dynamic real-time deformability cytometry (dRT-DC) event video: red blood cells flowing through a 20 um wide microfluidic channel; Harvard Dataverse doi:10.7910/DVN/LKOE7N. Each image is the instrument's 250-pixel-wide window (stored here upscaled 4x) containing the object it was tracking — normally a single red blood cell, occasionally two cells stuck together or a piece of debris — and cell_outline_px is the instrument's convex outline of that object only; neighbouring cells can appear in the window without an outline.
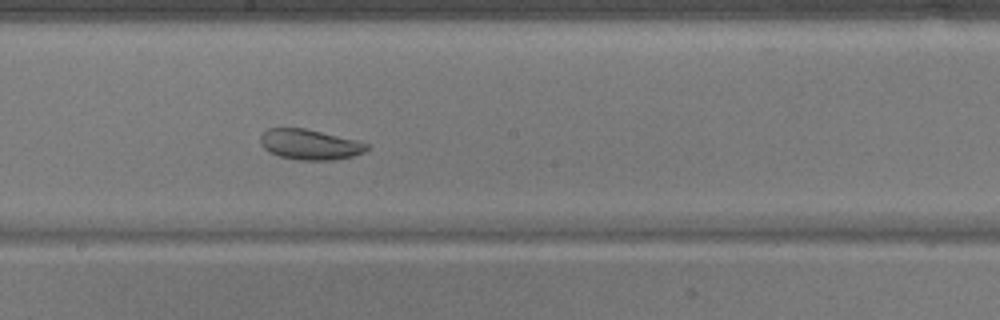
{"species": "common noctule bat (a hibernating species)", "species_latin": "Nyctalus noctula", "temperature_condition": "warm", "stored_images_in_passage": 51, "camera_frame_rate_fps": 3000, "um_per_image_px": 0.085, "animal": {"sex": "male", "body_mass_g": 17.9}, "frame": {"image": 1, "passage_image": 28, "time_ms": 9.0, "image_size_px": [1000, 320], "cell_outline_px": [[368, 148], [364, 152], [352, 156], [336, 160], [296, 160], [280, 156], [268, 152], [260, 144], [260, 136], [268, 128], [304, 128], [356, 140], [368, 144]], "centroid_in_image_um": [26.3, 12.29], "position_along_channel_um": 221.9, "area_um2": 18.79}}
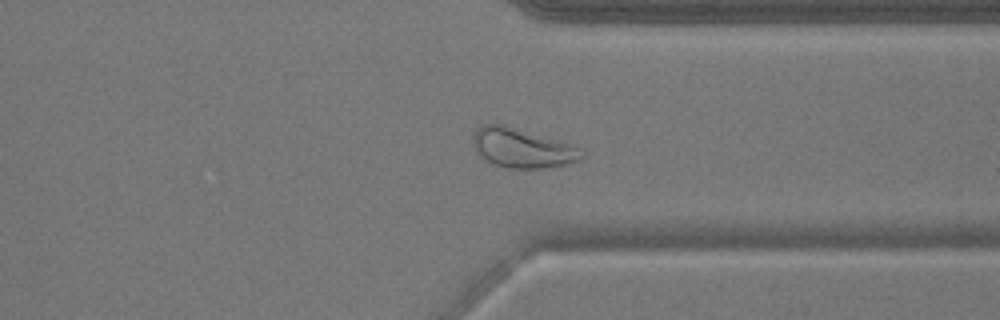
{"frame": {"image": 2, "passage_image": 39, "time_ms": 12.667, "image_size_px": [1000, 320], "cell_outline_px": [[584, 156], [580, 160], [568, 164], [544, 168], [504, 168], [492, 164], [484, 160], [476, 152], [472, 144], [472, 136], [480, 124], [500, 124], [560, 140], [572, 144], [580, 148], [584, 152]], "centroid_in_image_um": [44.37, 12.6], "position_along_channel_um": 367.0, "area_um2": 25.26}}
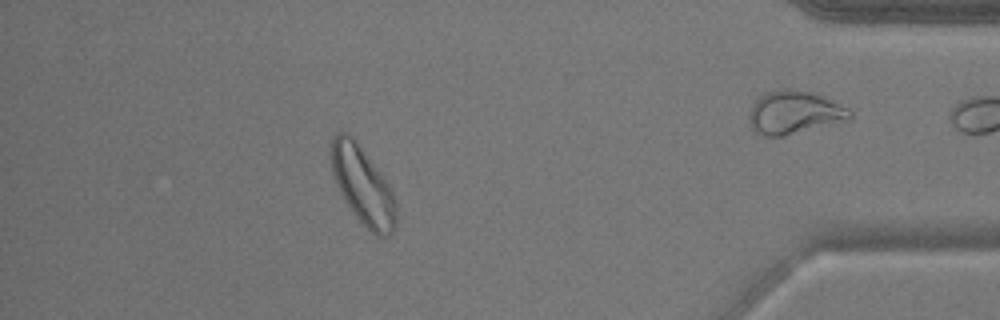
{"frame": {"image": 3, "passage_image": 45, "time_ms": 14.667, "image_size_px": [1000, 320], "cell_outline_px": [[396, 228], [388, 236], [376, 236], [352, 212], [340, 192], [332, 172], [328, 156], [332, 140], [336, 132], [348, 132], [356, 140], [388, 184], [396, 200]], "centroid_in_image_um": [30.81, 15.74], "position_along_channel_um": 404.4, "area_um2": 29.42}}